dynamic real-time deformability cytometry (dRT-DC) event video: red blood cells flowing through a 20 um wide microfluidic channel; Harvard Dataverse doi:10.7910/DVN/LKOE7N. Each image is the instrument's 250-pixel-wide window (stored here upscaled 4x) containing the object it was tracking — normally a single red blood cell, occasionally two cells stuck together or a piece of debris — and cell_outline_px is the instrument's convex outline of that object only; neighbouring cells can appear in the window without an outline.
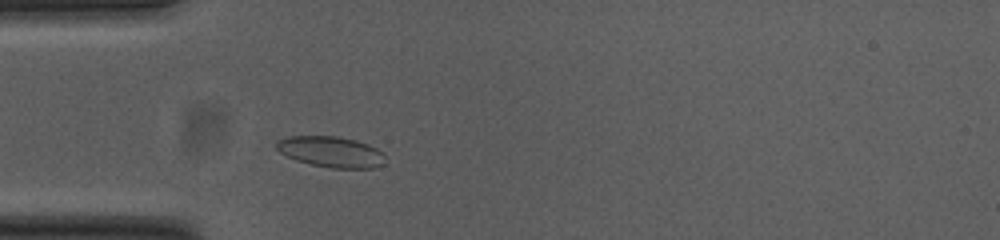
{"species": "common noctule bat (a hibernating species)", "species_latin": "Nyctalus noctula", "temperature_condition": "cold", "stored_images_in_passage": 45, "camera_frame_rate_fps": 3000, "um_per_image_px": 0.085, "animal": {"sex": "female", "body_mass_g": 23.0, "forearm_length_mm": 53.4}, "frame": {"image": 1, "passage_image": 7, "time_ms": 2.0, "image_size_px": [1000, 240], "cell_outline_px": [[384, 164], [376, 168], [332, 168], [312, 164], [296, 160], [280, 152], [276, 148], [276, 140], [288, 136], [336, 136], [356, 140], [368, 144], [376, 148], [384, 156]], "centroid_in_image_um": [28.13, 12.9], "position_along_channel_um": 56.9, "area_um2": 19.48}}
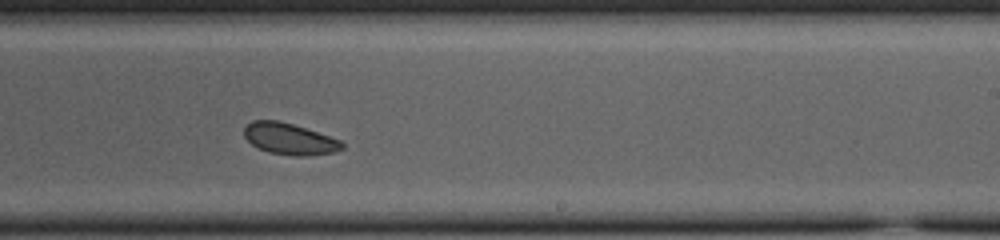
{"frame": {"image": 2, "passage_image": 24, "time_ms": 7.667, "image_size_px": [1000, 240], "cell_outline_px": [[344, 148], [332, 152], [308, 156], [292, 156], [268, 152], [252, 144], [244, 136], [244, 128], [252, 120], [280, 120], [340, 140], [344, 144]], "centroid_in_image_um": [24.59, 11.81], "position_along_channel_um": 264.4, "area_um2": 17.74}}
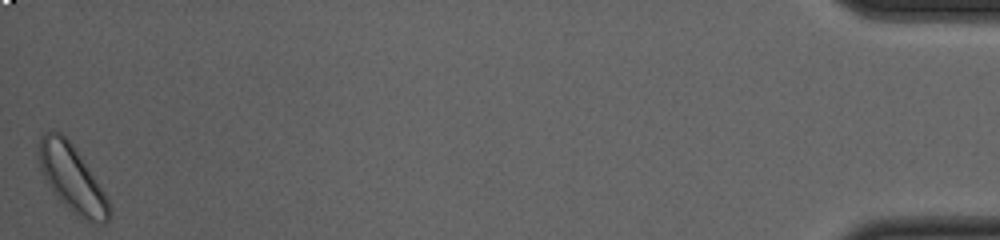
{"frame": {"image": 3, "passage_image": 45, "time_ms": 14.667, "image_size_px": [1000, 240], "cell_outline_px": [[112, 216], [108, 224], [92, 224], [76, 216], [52, 192], [40, 168], [36, 156], [36, 152], [40, 136], [44, 132], [60, 132], [76, 148], [104, 192], [108, 200], [112, 212]], "centroid_in_image_um": [6.13, 15.22], "position_along_channel_um": 429.1, "area_um2": 27.86}, "authors_computed_cell_mechanics": {"area_um2": 18.7272, "velocity_mm_per_s": 3.7363, "shape_relaxation_time_tau1_ms": null, "shape_relaxation_time_tau2_ms": 2.0885, "deformation_change_tau1": null, "deformation_change_tau2": 0.056}}